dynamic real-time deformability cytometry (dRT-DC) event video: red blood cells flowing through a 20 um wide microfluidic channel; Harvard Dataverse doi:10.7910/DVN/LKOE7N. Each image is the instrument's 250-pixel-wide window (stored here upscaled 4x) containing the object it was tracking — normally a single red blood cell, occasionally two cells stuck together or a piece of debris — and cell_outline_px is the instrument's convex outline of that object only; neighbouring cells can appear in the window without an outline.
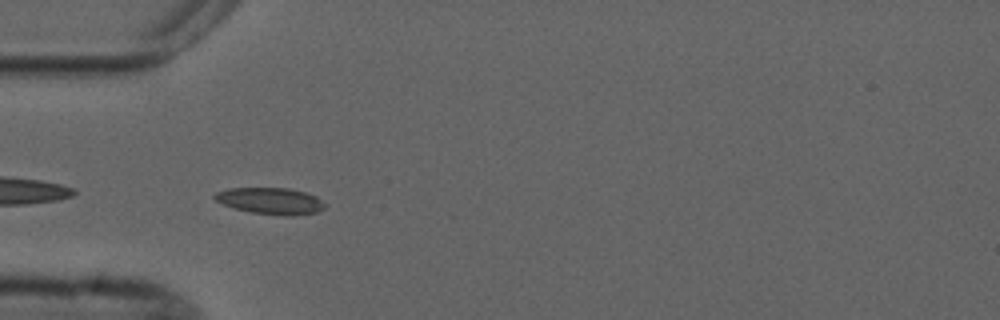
{"species": "common noctule bat (a hibernating species)", "species_latin": "Nyctalus noctula", "temperature_condition": "cold", "stored_images_in_passage": 4, "camera_frame_rate_fps": 3000, "um_per_image_px": 0.085, "animal": {"sex": "male", "forearm_length_mm": 52.5}, "frame": {"image": 1, "passage_image": 4, "time_ms": 3.667, "image_size_px": [1000, 320], "cell_outline_px": [[324, 208], [316, 212], [292, 216], [284, 216], [252, 212], [232, 208], [216, 200], [212, 196], [216, 192], [228, 188], [288, 188], [304, 192], [316, 196], [324, 204]], "centroid_in_image_um": [22.96, 17.08], "position_along_channel_um": 62.0, "area_um2": 16.94}}